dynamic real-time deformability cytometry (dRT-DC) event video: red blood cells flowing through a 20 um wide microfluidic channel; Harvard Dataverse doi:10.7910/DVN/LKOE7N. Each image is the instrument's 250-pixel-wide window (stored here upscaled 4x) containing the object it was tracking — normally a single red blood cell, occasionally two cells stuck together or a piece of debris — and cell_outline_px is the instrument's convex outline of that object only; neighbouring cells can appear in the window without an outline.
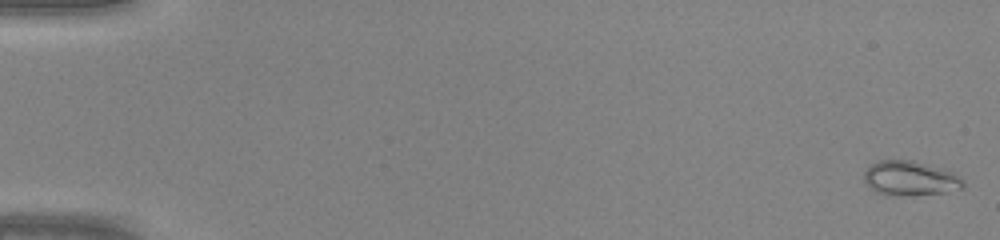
{"species": "common noctule bat (a hibernating species)", "species_latin": "Nyctalus noctula", "temperature_condition": "warm", "stored_images_in_passage": 46, "camera_frame_rate_fps": 3000, "um_per_image_px": 0.085, "animal": {"sex": "male", "body_mass_g": 20.0, "forearm_length_mm": 53.3}, "frame": {"image": 1, "passage_image": 1, "time_ms": 0.0, "image_size_px": [1000, 240], "cell_outline_px": [[964, 188], [944, 192], [876, 192], [864, 180], [864, 172], [872, 164], [880, 160], [912, 160], [940, 168], [952, 172], [964, 184]], "centroid_in_image_um": [77.35, 15.09], "position_along_channel_um": 7.6, "area_um2": 18.5}}
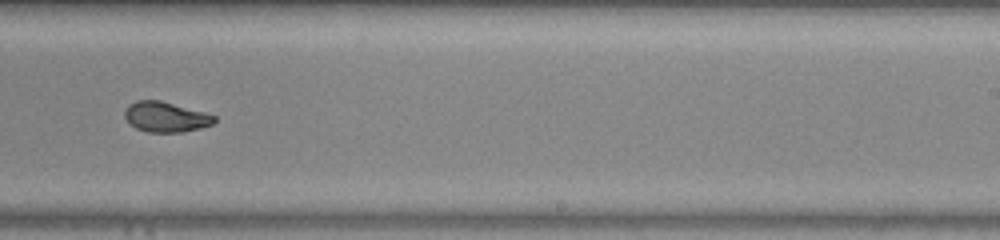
{"frame": {"image": 2, "passage_image": 30, "time_ms": 9.667, "image_size_px": [1000, 240], "cell_outline_px": [[216, 120], [212, 124], [200, 128], [180, 132], [148, 132], [136, 128], [128, 124], [124, 116], [124, 112], [128, 104], [136, 100], [160, 100], [204, 112], [216, 116]], "centroid_in_image_um": [14.04, 9.93], "position_along_channel_um": 275.0, "area_um2": 15.84}}
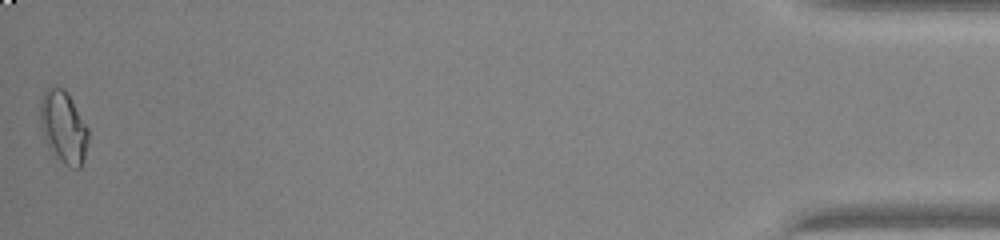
{"frame": {"image": 3, "passage_image": 46, "time_ms": 15.0, "image_size_px": [1000, 240], "cell_outline_px": [[88, 140], [84, 160], [80, 168], [76, 168], [64, 164], [48, 148], [40, 124], [40, 100], [44, 92], [48, 88], [64, 88], [88, 128]], "centroid_in_image_um": [5.39, 10.83], "position_along_channel_um": 429.8, "area_um2": 19.94}}